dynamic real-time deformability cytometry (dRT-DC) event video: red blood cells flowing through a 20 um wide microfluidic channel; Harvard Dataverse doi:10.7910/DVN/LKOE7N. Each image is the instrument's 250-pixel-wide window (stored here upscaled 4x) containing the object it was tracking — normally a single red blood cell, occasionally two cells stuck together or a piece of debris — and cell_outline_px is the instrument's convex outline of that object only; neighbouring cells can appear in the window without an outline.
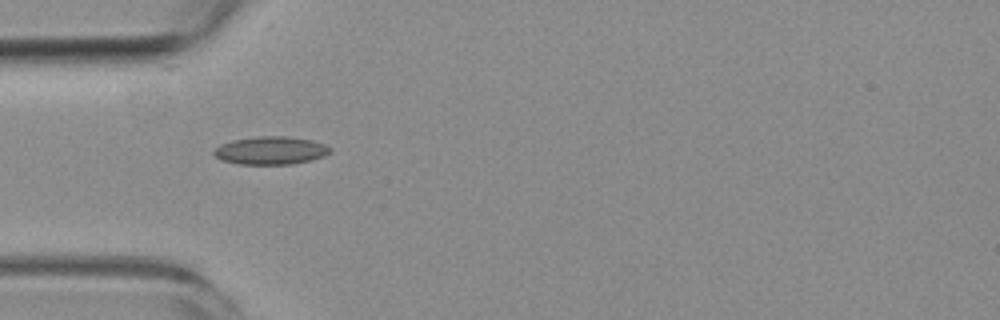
{"species": "common noctule bat (a hibernating species)", "species_latin": "Nyctalus noctula", "temperature_condition": "room temperature", "stored_images_in_passage": 2, "camera_frame_rate_fps": 3000, "um_per_image_px": 0.085, "animal": {"sex": "female", "body_mass_g": 19.3, "forearm_length_mm": 54.1}, "frame": {"image": 1, "passage_image": 1, "time_ms": 0.0, "image_size_px": [1000, 320], "cell_outline_px": [[332, 152], [324, 156], [312, 160], [292, 164], [240, 164], [220, 160], [212, 152], [220, 144], [232, 140], [260, 136], [288, 136], [312, 140], [324, 144], [332, 148]], "centroid_in_image_um": [23.03, 12.79], "position_along_channel_um": 62.0, "area_um2": 19.07}}
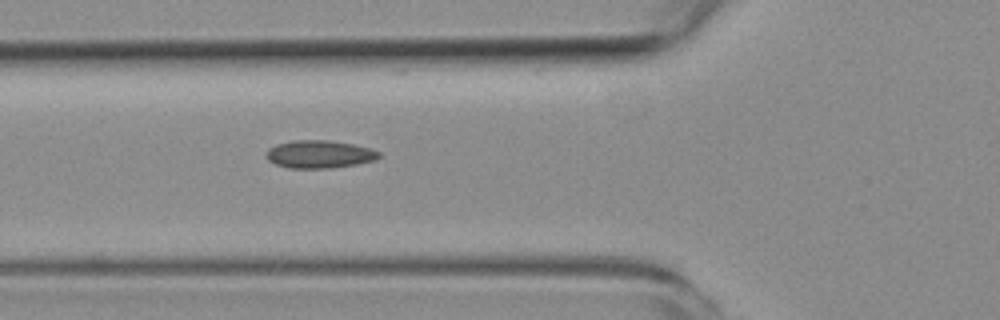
{"frame": {"image": 2, "passage_image": 2, "time_ms": 1.0, "image_size_px": [1000, 320], "cell_outline_px": [[380, 156], [376, 160], [356, 164], [332, 168], [288, 168], [276, 164], [268, 160], [268, 148], [276, 144], [292, 140], [328, 140], [352, 144], [368, 148], [380, 152]], "centroid_in_image_um": [27.15, 13.11], "position_along_channel_um": 98.7, "area_um2": 18.15}}